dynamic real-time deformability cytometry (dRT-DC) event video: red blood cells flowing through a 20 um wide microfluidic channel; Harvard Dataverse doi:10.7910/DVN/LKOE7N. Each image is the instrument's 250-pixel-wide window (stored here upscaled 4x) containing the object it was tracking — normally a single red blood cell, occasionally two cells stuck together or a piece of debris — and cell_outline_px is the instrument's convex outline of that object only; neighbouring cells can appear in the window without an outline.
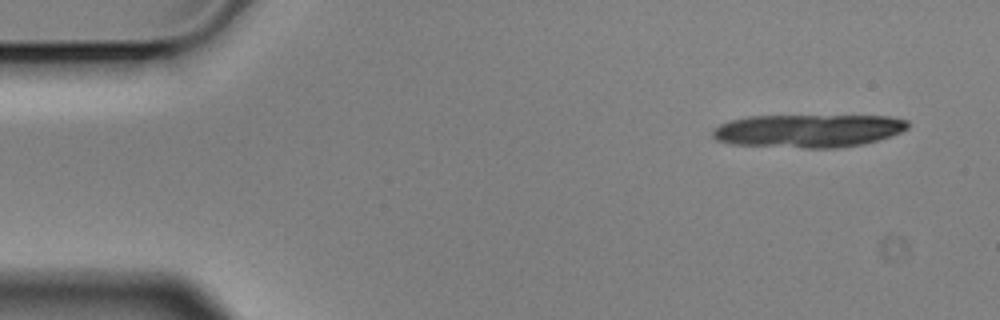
{"species": "Egyptian fruit bat (a non-hibernating species)", "species_latin": "Rousettus aegyptiacus", "temperature_condition": "cold", "stored_images_in_passage": 14, "camera_frame_rate_fps": 3000, "um_per_image_px": 0.085, "animal": {"sex": "male"}, "frame": {"image": 1, "passage_image": 1, "time_ms": 0.0, "image_size_px": [1000, 320], "cell_outline_px": [[908, 128], [900, 132], [864, 144], [836, 148], [808, 148], [732, 144], [716, 140], [712, 136], [712, 132], [720, 124], [732, 120], [748, 116], [888, 116], [908, 120]], "centroid_in_image_um": [68.7, 11.11], "position_along_channel_um": 16.3, "area_um2": 37.45}}
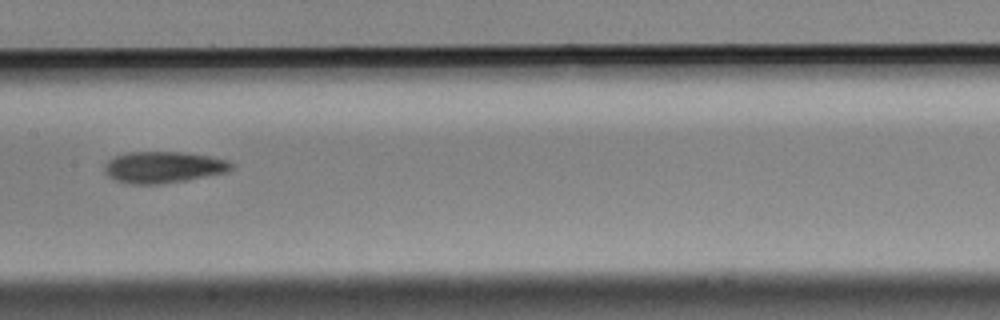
{"frame": {"image": 2, "passage_image": 7, "time_ms": 2.0, "image_size_px": [1000, 320], "cell_outline_px": [[232, 168], [228, 172], [184, 180], [160, 184], [128, 184], [116, 180], [108, 176], [104, 172], [104, 164], [108, 160], [116, 156], [128, 152], [184, 152], [212, 156], [228, 160], [232, 164]], "centroid_in_image_um": [13.88, 14.21], "position_along_channel_um": 193.5, "area_um2": 23.29}}
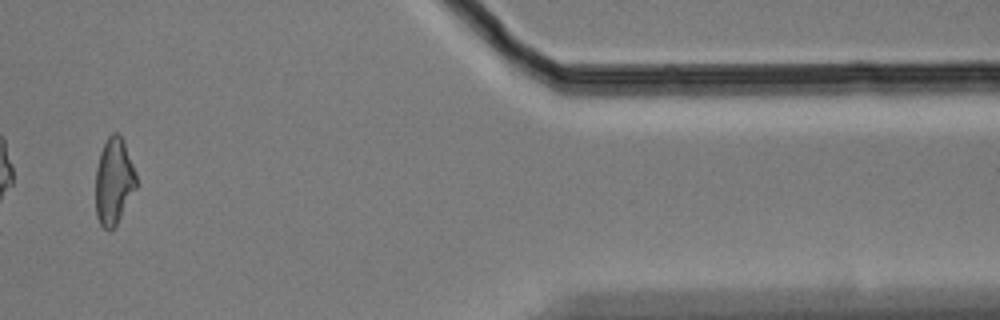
{"frame": {"image": 3, "passage_image": 13, "time_ms": 4.0, "image_size_px": [1000, 320], "cell_outline_px": [[136, 188], [116, 224], [108, 232], [100, 224], [96, 216], [96, 168], [100, 152], [108, 136], [112, 132], [116, 132], [124, 140], [136, 176]], "centroid_in_image_um": [9.66, 15.4], "position_along_channel_um": 401.7, "area_um2": 20.29}}